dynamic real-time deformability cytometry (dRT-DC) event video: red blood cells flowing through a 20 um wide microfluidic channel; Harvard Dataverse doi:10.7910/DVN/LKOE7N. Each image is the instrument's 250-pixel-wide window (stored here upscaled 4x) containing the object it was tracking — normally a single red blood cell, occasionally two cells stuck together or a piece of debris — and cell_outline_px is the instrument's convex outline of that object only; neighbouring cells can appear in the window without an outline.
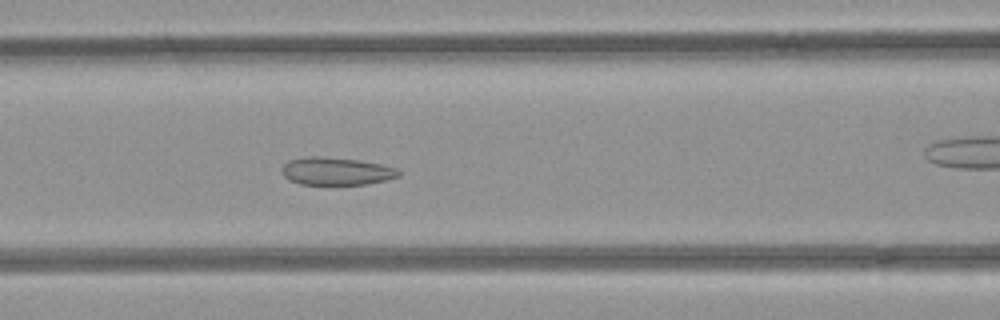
{"species": "common noctule bat (a hibernating species)", "species_latin": "Nyctalus noctula", "temperature_condition": "room temperature", "stored_images_in_passage": 51, "camera_frame_rate_fps": 3000, "um_per_image_px": 0.085, "animal": {"sex": "female", "body_mass_g": 21.9}, "frame": {"image": 1, "passage_image": 20, "time_ms": 6.333, "image_size_px": [1000, 320], "cell_outline_px": [[400, 176], [368, 184], [300, 184], [288, 180], [284, 176], [284, 164], [288, 160], [308, 156], [320, 156], [360, 160], [380, 164], [396, 168], [400, 172]], "centroid_in_image_um": [28.59, 14.54], "position_along_channel_um": 138.0, "area_um2": 18.73}}
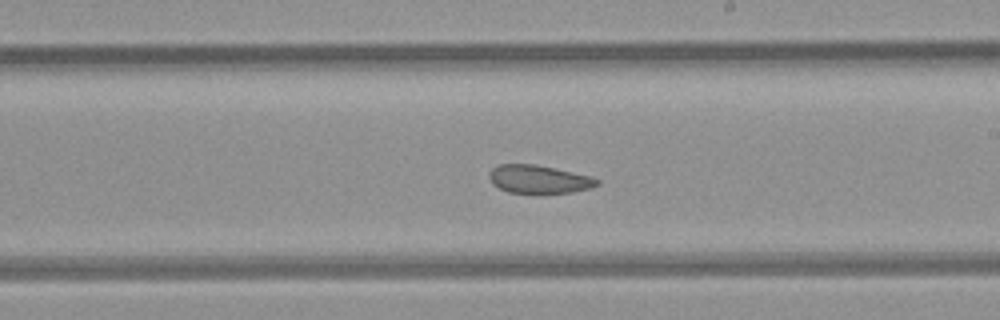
{"frame": {"image": 2, "passage_image": 28, "time_ms": 9.0, "image_size_px": [1000, 320], "cell_outline_px": [[600, 184], [592, 188], [572, 192], [508, 192], [492, 184], [488, 176], [488, 172], [492, 168], [500, 164], [536, 164], [592, 176], [600, 180]], "centroid_in_image_um": [45.82, 15.22], "position_along_channel_um": 243.2, "area_um2": 17.69}}
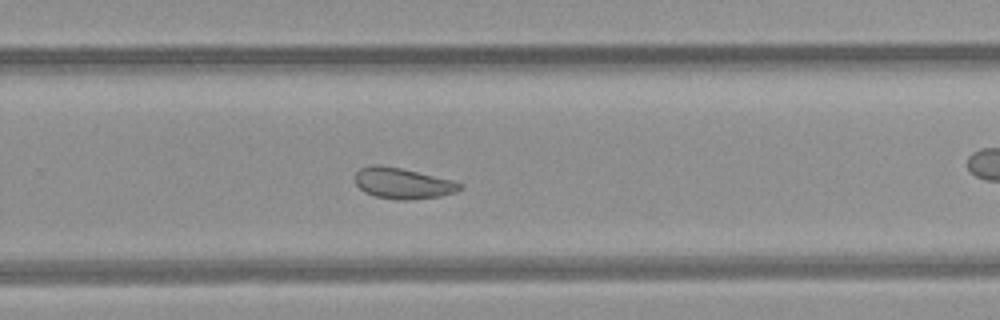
{"frame": {"image": 3, "passage_image": 32, "time_ms": 10.333, "image_size_px": [1000, 320], "cell_outline_px": [[460, 188], [456, 192], [440, 196], [408, 200], [396, 200], [376, 196], [364, 192], [356, 184], [356, 172], [360, 168], [372, 164], [380, 164], [404, 168], [452, 180], [460, 184]], "centroid_in_image_um": [34.2, 15.56], "position_along_channel_um": 295.6, "area_um2": 18.9}, "authors_computed_cell_mechanics": {"area_um2": 22.1952, "velocity_mm_per_s": 3.9602, "shape_relaxation_time_tau1_ms": null, "shape_relaxation_time_tau2_ms": 1.9337, "deformation_change_tau1": null, "deformation_change_tau2": 0.0789}}